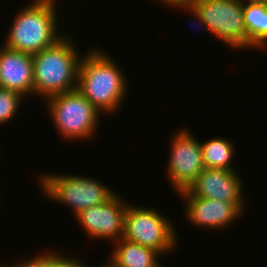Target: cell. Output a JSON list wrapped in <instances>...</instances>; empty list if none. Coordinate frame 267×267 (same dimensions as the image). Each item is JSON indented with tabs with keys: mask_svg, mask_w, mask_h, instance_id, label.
<instances>
[{
	"mask_svg": "<svg viewBox=\"0 0 267 267\" xmlns=\"http://www.w3.org/2000/svg\"><path fill=\"white\" fill-rule=\"evenodd\" d=\"M96 49L80 59L77 89L100 113L113 114L126 97V77L114 59Z\"/></svg>",
	"mask_w": 267,
	"mask_h": 267,
	"instance_id": "1",
	"label": "cell"
},
{
	"mask_svg": "<svg viewBox=\"0 0 267 267\" xmlns=\"http://www.w3.org/2000/svg\"><path fill=\"white\" fill-rule=\"evenodd\" d=\"M68 37L63 36L53 46L32 55L34 96L47 99L77 89L81 55Z\"/></svg>",
	"mask_w": 267,
	"mask_h": 267,
	"instance_id": "2",
	"label": "cell"
},
{
	"mask_svg": "<svg viewBox=\"0 0 267 267\" xmlns=\"http://www.w3.org/2000/svg\"><path fill=\"white\" fill-rule=\"evenodd\" d=\"M56 11L54 3L33 1L24 6L16 12L8 37L2 45L31 55L53 46L65 35L59 34L57 29Z\"/></svg>",
	"mask_w": 267,
	"mask_h": 267,
	"instance_id": "3",
	"label": "cell"
},
{
	"mask_svg": "<svg viewBox=\"0 0 267 267\" xmlns=\"http://www.w3.org/2000/svg\"><path fill=\"white\" fill-rule=\"evenodd\" d=\"M46 100L53 124L64 139H90L98 129L100 112L78 89L51 96Z\"/></svg>",
	"mask_w": 267,
	"mask_h": 267,
	"instance_id": "4",
	"label": "cell"
},
{
	"mask_svg": "<svg viewBox=\"0 0 267 267\" xmlns=\"http://www.w3.org/2000/svg\"><path fill=\"white\" fill-rule=\"evenodd\" d=\"M39 179L45 196L72 207L75 216L86 208L106 203L116 194L110 187L86 176L44 173Z\"/></svg>",
	"mask_w": 267,
	"mask_h": 267,
	"instance_id": "5",
	"label": "cell"
},
{
	"mask_svg": "<svg viewBox=\"0 0 267 267\" xmlns=\"http://www.w3.org/2000/svg\"><path fill=\"white\" fill-rule=\"evenodd\" d=\"M175 226L155 209L127 205L123 238L154 249L161 255L176 250Z\"/></svg>",
	"mask_w": 267,
	"mask_h": 267,
	"instance_id": "6",
	"label": "cell"
},
{
	"mask_svg": "<svg viewBox=\"0 0 267 267\" xmlns=\"http://www.w3.org/2000/svg\"><path fill=\"white\" fill-rule=\"evenodd\" d=\"M208 30L232 48H247L243 6L237 0H190Z\"/></svg>",
	"mask_w": 267,
	"mask_h": 267,
	"instance_id": "7",
	"label": "cell"
},
{
	"mask_svg": "<svg viewBox=\"0 0 267 267\" xmlns=\"http://www.w3.org/2000/svg\"><path fill=\"white\" fill-rule=\"evenodd\" d=\"M171 140L167 175L174 190H187L205 168L201 143L188 129H179Z\"/></svg>",
	"mask_w": 267,
	"mask_h": 267,
	"instance_id": "8",
	"label": "cell"
},
{
	"mask_svg": "<svg viewBox=\"0 0 267 267\" xmlns=\"http://www.w3.org/2000/svg\"><path fill=\"white\" fill-rule=\"evenodd\" d=\"M127 205L116 193L106 203L86 208L74 217L92 239H111L117 242L124 235Z\"/></svg>",
	"mask_w": 267,
	"mask_h": 267,
	"instance_id": "9",
	"label": "cell"
},
{
	"mask_svg": "<svg viewBox=\"0 0 267 267\" xmlns=\"http://www.w3.org/2000/svg\"><path fill=\"white\" fill-rule=\"evenodd\" d=\"M179 196L187 203L184 211L187 221L200 228L224 230L232 221L240 218L244 211L245 203H227L196 197L187 190L179 192Z\"/></svg>",
	"mask_w": 267,
	"mask_h": 267,
	"instance_id": "10",
	"label": "cell"
},
{
	"mask_svg": "<svg viewBox=\"0 0 267 267\" xmlns=\"http://www.w3.org/2000/svg\"><path fill=\"white\" fill-rule=\"evenodd\" d=\"M241 178L236 171L204 168L187 191L196 197L245 203Z\"/></svg>",
	"mask_w": 267,
	"mask_h": 267,
	"instance_id": "11",
	"label": "cell"
},
{
	"mask_svg": "<svg viewBox=\"0 0 267 267\" xmlns=\"http://www.w3.org/2000/svg\"><path fill=\"white\" fill-rule=\"evenodd\" d=\"M33 86L32 55L3 45L0 49V87L28 96L33 94Z\"/></svg>",
	"mask_w": 267,
	"mask_h": 267,
	"instance_id": "12",
	"label": "cell"
},
{
	"mask_svg": "<svg viewBox=\"0 0 267 267\" xmlns=\"http://www.w3.org/2000/svg\"><path fill=\"white\" fill-rule=\"evenodd\" d=\"M159 255L154 249L121 238L115 242L107 264L111 267H160Z\"/></svg>",
	"mask_w": 267,
	"mask_h": 267,
	"instance_id": "13",
	"label": "cell"
},
{
	"mask_svg": "<svg viewBox=\"0 0 267 267\" xmlns=\"http://www.w3.org/2000/svg\"><path fill=\"white\" fill-rule=\"evenodd\" d=\"M247 32V48H265L267 45V5L258 3L243 6Z\"/></svg>",
	"mask_w": 267,
	"mask_h": 267,
	"instance_id": "14",
	"label": "cell"
},
{
	"mask_svg": "<svg viewBox=\"0 0 267 267\" xmlns=\"http://www.w3.org/2000/svg\"><path fill=\"white\" fill-rule=\"evenodd\" d=\"M235 146L225 137H212L206 142L201 141L203 164L205 168L234 170L231 161L235 155Z\"/></svg>",
	"mask_w": 267,
	"mask_h": 267,
	"instance_id": "15",
	"label": "cell"
},
{
	"mask_svg": "<svg viewBox=\"0 0 267 267\" xmlns=\"http://www.w3.org/2000/svg\"><path fill=\"white\" fill-rule=\"evenodd\" d=\"M22 98L26 97L19 92L0 87V125L9 122L18 112Z\"/></svg>",
	"mask_w": 267,
	"mask_h": 267,
	"instance_id": "16",
	"label": "cell"
},
{
	"mask_svg": "<svg viewBox=\"0 0 267 267\" xmlns=\"http://www.w3.org/2000/svg\"><path fill=\"white\" fill-rule=\"evenodd\" d=\"M58 252L53 253L46 252V254L38 255L29 260L22 261V263H17L16 265H12L11 267H49V260ZM10 267V266H8Z\"/></svg>",
	"mask_w": 267,
	"mask_h": 267,
	"instance_id": "17",
	"label": "cell"
},
{
	"mask_svg": "<svg viewBox=\"0 0 267 267\" xmlns=\"http://www.w3.org/2000/svg\"><path fill=\"white\" fill-rule=\"evenodd\" d=\"M49 267H88L84 265L80 259L75 258H68L64 257L60 253H56L50 260H49Z\"/></svg>",
	"mask_w": 267,
	"mask_h": 267,
	"instance_id": "18",
	"label": "cell"
},
{
	"mask_svg": "<svg viewBox=\"0 0 267 267\" xmlns=\"http://www.w3.org/2000/svg\"><path fill=\"white\" fill-rule=\"evenodd\" d=\"M169 6H172V7L174 6L175 8L178 7L180 9H185L186 11H189L191 13V15L193 14L195 16V18H197L196 19V20H198L197 22H199L201 24V26L205 27V29L208 30L207 25L202 20V17L200 16L199 11L190 1L189 2H176V3L170 4Z\"/></svg>",
	"mask_w": 267,
	"mask_h": 267,
	"instance_id": "19",
	"label": "cell"
},
{
	"mask_svg": "<svg viewBox=\"0 0 267 267\" xmlns=\"http://www.w3.org/2000/svg\"><path fill=\"white\" fill-rule=\"evenodd\" d=\"M242 6L262 3V0H237ZM247 2V3H246Z\"/></svg>",
	"mask_w": 267,
	"mask_h": 267,
	"instance_id": "20",
	"label": "cell"
},
{
	"mask_svg": "<svg viewBox=\"0 0 267 267\" xmlns=\"http://www.w3.org/2000/svg\"><path fill=\"white\" fill-rule=\"evenodd\" d=\"M162 3L164 4H172V3H176V2H189L190 0H160Z\"/></svg>",
	"mask_w": 267,
	"mask_h": 267,
	"instance_id": "21",
	"label": "cell"
},
{
	"mask_svg": "<svg viewBox=\"0 0 267 267\" xmlns=\"http://www.w3.org/2000/svg\"><path fill=\"white\" fill-rule=\"evenodd\" d=\"M34 2H44V3H54L56 4V0H34Z\"/></svg>",
	"mask_w": 267,
	"mask_h": 267,
	"instance_id": "22",
	"label": "cell"
},
{
	"mask_svg": "<svg viewBox=\"0 0 267 267\" xmlns=\"http://www.w3.org/2000/svg\"><path fill=\"white\" fill-rule=\"evenodd\" d=\"M105 265H102L101 267H111L109 264L104 263Z\"/></svg>",
	"mask_w": 267,
	"mask_h": 267,
	"instance_id": "23",
	"label": "cell"
},
{
	"mask_svg": "<svg viewBox=\"0 0 267 267\" xmlns=\"http://www.w3.org/2000/svg\"><path fill=\"white\" fill-rule=\"evenodd\" d=\"M263 3H265L267 5V0H262Z\"/></svg>",
	"mask_w": 267,
	"mask_h": 267,
	"instance_id": "24",
	"label": "cell"
}]
</instances>
